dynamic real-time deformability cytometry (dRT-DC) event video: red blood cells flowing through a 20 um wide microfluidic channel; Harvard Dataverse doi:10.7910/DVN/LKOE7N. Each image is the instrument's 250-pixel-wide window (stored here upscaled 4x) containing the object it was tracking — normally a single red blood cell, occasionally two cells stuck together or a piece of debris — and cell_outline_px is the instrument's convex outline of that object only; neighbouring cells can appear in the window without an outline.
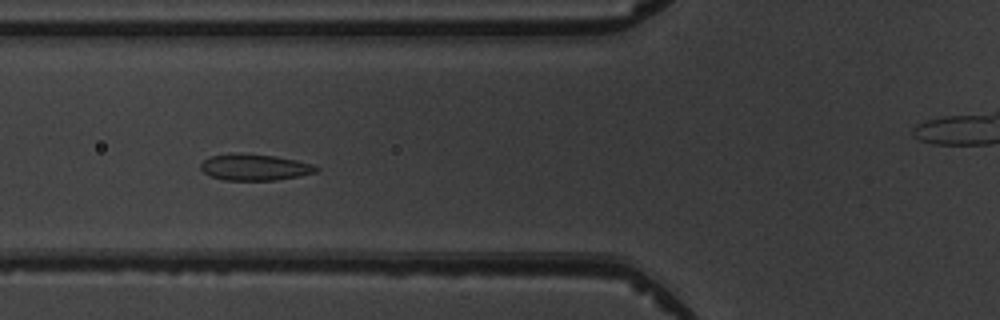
{"species": "common noctule bat (a hibernating species)", "species_latin": "Nyctalus noctula", "temperature_condition": "warm", "stored_images_in_passage": 8, "camera_frame_rate_fps": 3000, "um_per_image_px": 0.085, "animal": {"sex": "male", "body_mass_g": 19.5, "forearm_length_mm": 54.6}, "frame": {"image": 1, "passage_image": 6, "time_ms": 5.667, "image_size_px": [1000, 320], "cell_outline_px": [[320, 168], [316, 172], [300, 176], [276, 180], [224, 180], [212, 176], [204, 172], [200, 168], [200, 164], [208, 156], [240, 152], [276, 156], [316, 164]], "centroid_in_image_um": [21.67, 14.2], "position_along_channel_um": 104.1, "area_um2": 17.98}}
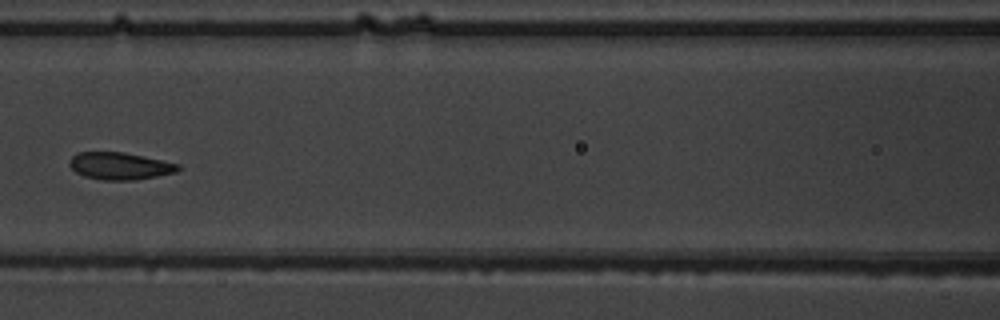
{"frame": {"image": 2, "passage_image": 7, "time_ms": 7.0, "image_size_px": [1000, 320], "cell_outline_px": [[184, 168], [176, 172], [136, 180], [104, 180], [84, 176], [76, 172], [68, 164], [72, 156], [76, 152], [124, 152], [180, 164]], "centroid_in_image_um": [10.21, 14.1], "position_along_channel_um": 156.4, "area_um2": 17.28}}
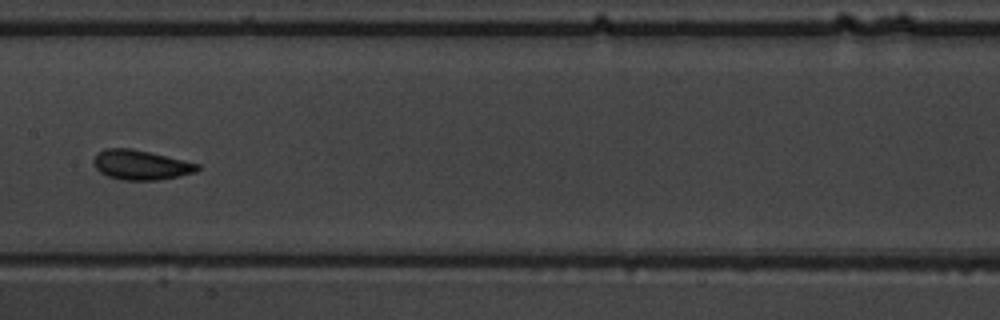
{"frame": {"image": 3, "passage_image": 8, "time_ms": 8.0, "image_size_px": [1000, 320], "cell_outline_px": [[200, 168], [196, 172], [156, 180], [120, 180], [108, 176], [100, 172], [96, 168], [92, 160], [96, 152], [104, 148], [132, 148], [184, 160], [200, 164]], "centroid_in_image_um": [11.93, 14.0], "position_along_channel_um": 195.5, "area_um2": 18.03}}